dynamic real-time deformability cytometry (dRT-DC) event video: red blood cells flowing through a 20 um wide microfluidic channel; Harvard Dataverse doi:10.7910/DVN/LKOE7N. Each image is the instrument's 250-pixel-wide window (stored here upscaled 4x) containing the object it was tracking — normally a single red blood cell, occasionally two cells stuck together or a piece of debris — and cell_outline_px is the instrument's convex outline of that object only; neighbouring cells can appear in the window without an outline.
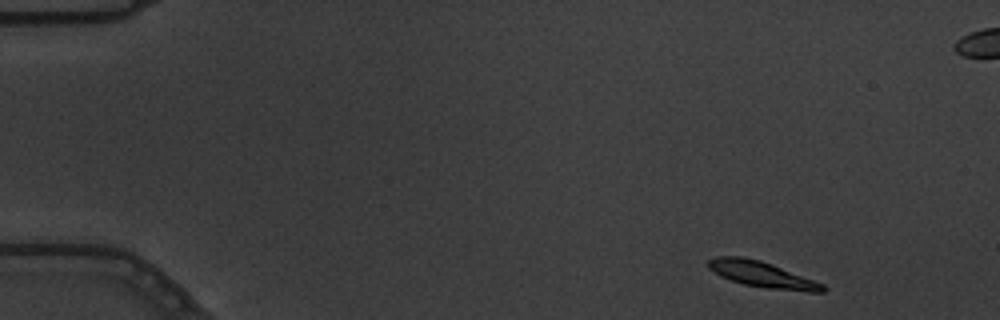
{"species": "common noctule bat (a hibernating species)", "species_latin": "Nyctalus noctula", "temperature_condition": "warm", "stored_images_in_passage": 3, "camera_frame_rate_fps": 3000, "um_per_image_px": 0.085, "animal": {"sex": "male", "body_mass_g": 19.5, "forearm_length_mm": 54.6}, "frame": {"image": 1, "passage_image": 1, "time_ms": 0.0, "image_size_px": [1000, 320], "cell_outline_px": [[828, 288], [824, 292], [808, 292], [768, 288], [744, 284], [720, 276], [708, 268], [708, 260], [716, 256], [744, 256], [760, 260], [772, 264], [824, 284]], "centroid_in_image_um": [64.78, 23.32], "position_along_channel_um": 20.2, "area_um2": 17.22}}